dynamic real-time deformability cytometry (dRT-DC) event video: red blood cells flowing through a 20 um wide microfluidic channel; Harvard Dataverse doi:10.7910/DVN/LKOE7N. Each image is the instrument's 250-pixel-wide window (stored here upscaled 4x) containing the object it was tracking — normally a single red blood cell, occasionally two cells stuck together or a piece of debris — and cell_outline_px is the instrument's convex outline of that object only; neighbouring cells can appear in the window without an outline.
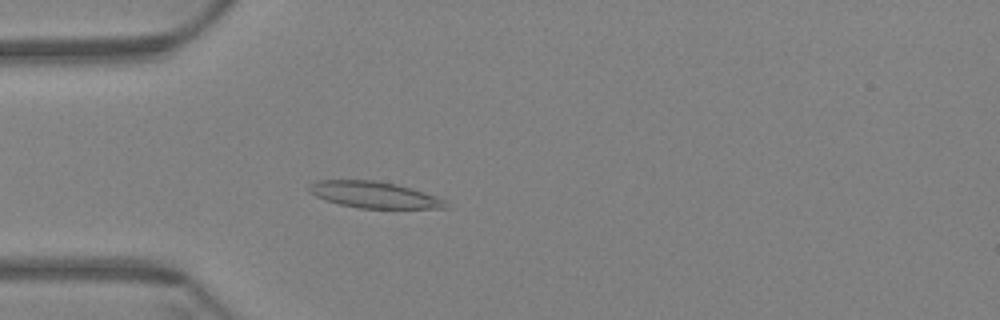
{"species": "Egyptian fruit bat (a non-hibernating species)", "species_latin": "Rousettus aegyptiacus", "temperature_condition": "warm", "stored_images_in_passage": 60, "camera_frame_rate_fps": 3000, "um_per_image_px": 0.085, "animal": {"sex": "female"}, "frame": {"image": 1, "passage_image": 17, "time_ms": 5.333, "image_size_px": [1000, 320], "cell_outline_px": [[452, 208], [360, 208], [340, 204], [324, 200], [308, 192], [308, 184], [316, 180], [376, 180], [396, 184], [412, 188], [436, 196], [444, 200]], "centroid_in_image_um": [31.78, 16.55], "position_along_channel_um": 53.2, "area_um2": 21.15}}
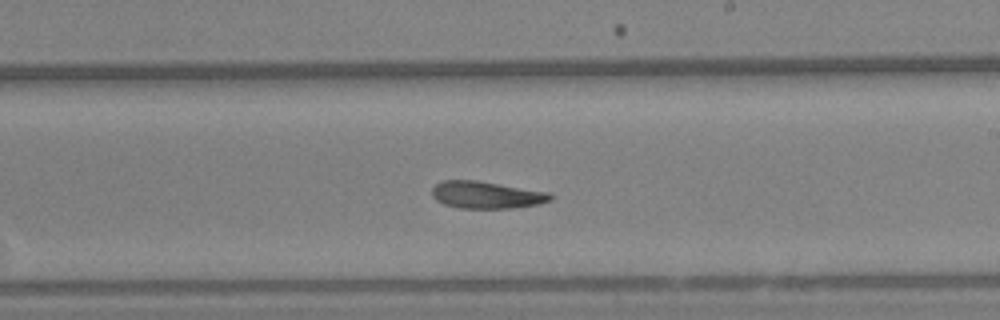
{"frame": {"image": 2, "passage_image": 35, "time_ms": 11.333, "image_size_px": [1000, 320], "cell_outline_px": [[552, 200], [536, 204], [512, 208], [460, 208], [444, 204], [436, 200], [432, 196], [432, 188], [436, 184], [444, 180], [476, 180], [548, 192], [552, 196]], "centroid_in_image_um": [41.31, 16.56], "position_along_channel_um": 247.7, "area_um2": 18.55}}
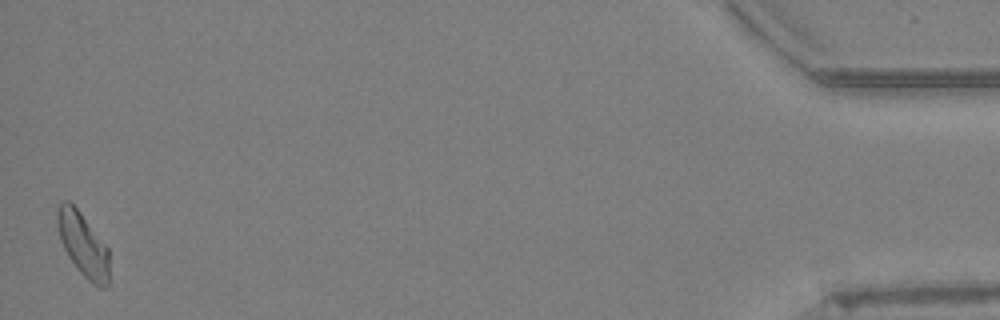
{"frame": {"image": 3, "passage_image": 59, "time_ms": 19.333, "image_size_px": [1000, 320], "cell_outline_px": [[108, 284], [104, 288], [100, 288], [92, 284], [76, 268], [68, 256], [60, 240], [56, 224], [56, 212], [60, 204], [64, 200], [68, 200], [80, 212], [108, 248]], "centroid_in_image_um": [7.03, 20.79], "position_along_channel_um": 428.2, "area_um2": 19.19}}